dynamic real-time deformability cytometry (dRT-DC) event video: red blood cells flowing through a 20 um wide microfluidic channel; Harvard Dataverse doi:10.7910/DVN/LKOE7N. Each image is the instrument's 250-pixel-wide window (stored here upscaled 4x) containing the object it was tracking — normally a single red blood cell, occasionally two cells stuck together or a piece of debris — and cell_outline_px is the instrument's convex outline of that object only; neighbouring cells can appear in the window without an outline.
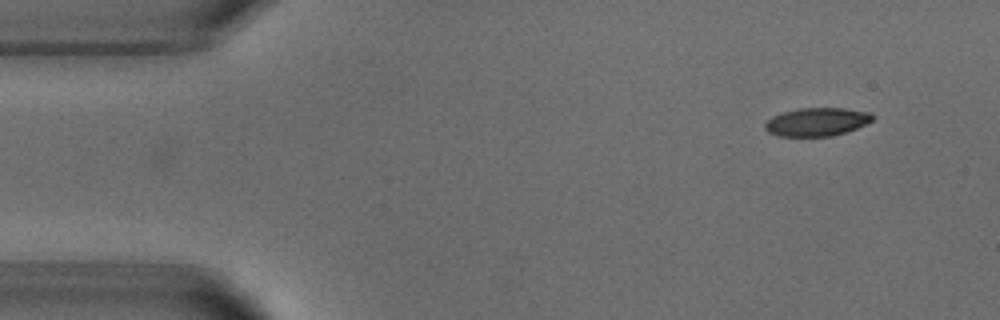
{"species": "common noctule bat (a hibernating species)", "species_latin": "Nyctalus noctula", "temperature_condition": "warm", "stored_images_in_passage": 3, "camera_frame_rate_fps": 3000, "um_per_image_px": 0.085, "animal": {"sex": "male", "body_mass_g": 18.8}, "frame": {"image": 1, "passage_image": 3, "time_ms": 2.333, "image_size_px": [1000, 320], "cell_outline_px": [[876, 116], [872, 120], [856, 128], [832, 136], [780, 136], [768, 132], [764, 128], [764, 124], [772, 116], [784, 112], [800, 108], [844, 108], [868, 112]], "centroid_in_image_um": [69.42, 10.35], "position_along_channel_um": 15.6, "area_um2": 17.57}}